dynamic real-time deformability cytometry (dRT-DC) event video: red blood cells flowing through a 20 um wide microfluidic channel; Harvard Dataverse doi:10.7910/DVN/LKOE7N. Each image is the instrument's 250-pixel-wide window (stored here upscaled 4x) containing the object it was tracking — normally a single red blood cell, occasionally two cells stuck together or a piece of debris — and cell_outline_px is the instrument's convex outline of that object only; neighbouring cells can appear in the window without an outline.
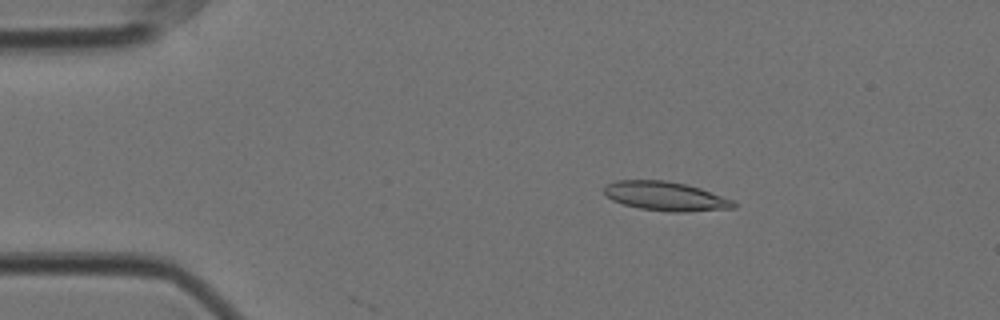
{"species": "Egyptian fruit bat (a non-hibernating species)", "species_latin": "Rousettus aegyptiacus", "temperature_condition": "cold", "stored_images_in_passage": 17, "camera_frame_rate_fps": 3000, "um_per_image_px": 0.085, "animal": {"sex": "female"}, "frame": {"image": 1, "passage_image": 10, "time_ms": 3.0, "image_size_px": [1000, 320], "cell_outline_px": [[736, 208], [684, 212], [668, 212], [640, 208], [624, 204], [612, 200], [604, 196], [604, 188], [608, 184], [616, 180], [664, 180], [684, 184], [700, 188], [736, 200]], "centroid_in_image_um": [56.6, 16.68], "position_along_channel_um": 28.4, "area_um2": 22.08}}